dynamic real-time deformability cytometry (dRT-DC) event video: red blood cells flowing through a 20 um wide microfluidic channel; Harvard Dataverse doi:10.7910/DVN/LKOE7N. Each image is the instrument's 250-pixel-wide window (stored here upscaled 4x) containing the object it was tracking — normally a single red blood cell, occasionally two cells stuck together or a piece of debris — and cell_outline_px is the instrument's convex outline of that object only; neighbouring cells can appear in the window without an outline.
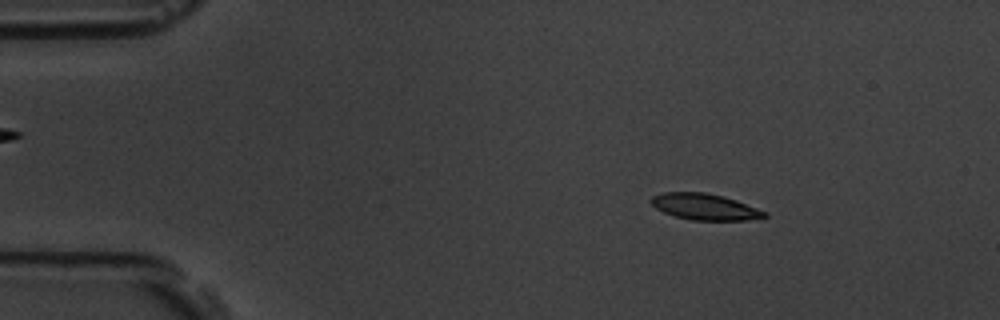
{"species": "common noctule bat (a hibernating species)", "species_latin": "Nyctalus noctula", "temperature_condition": "room temperature", "stored_images_in_passage": 57, "camera_frame_rate_fps": 3000, "um_per_image_px": 0.085, "animal": {"sex": "male", "body_mass_g": 19.5, "forearm_length_mm": 54.6}, "frame": {"image": 1, "passage_image": 8, "time_ms": 2.333, "image_size_px": [1000, 320], "cell_outline_px": [[768, 216], [748, 220], [692, 220], [676, 216], [664, 212], [656, 208], [648, 200], [652, 196], [660, 192], [704, 192], [724, 196], [736, 200], [768, 212]], "centroid_in_image_um": [59.9, 17.56], "position_along_channel_um": 25.1, "area_um2": 17.4}}
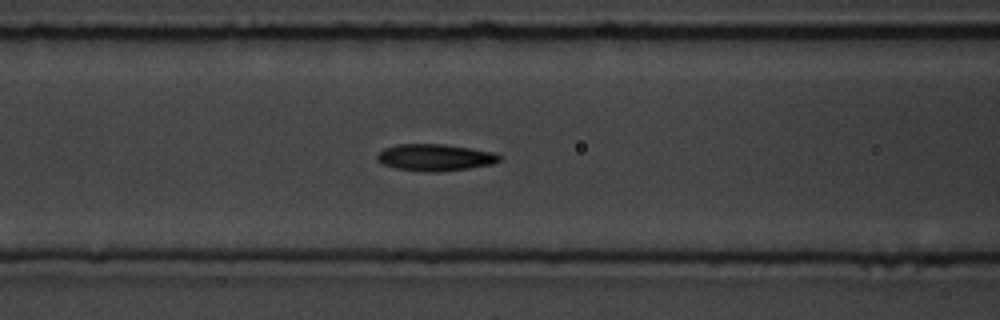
{"frame": {"image": 2, "passage_image": 23, "time_ms": 7.333, "image_size_px": [1000, 320], "cell_outline_px": [[500, 160], [492, 164], [468, 168], [436, 172], [432, 172], [396, 168], [384, 164], [376, 160], [376, 156], [384, 148], [396, 144], [444, 144], [492, 152], [500, 156]], "centroid_in_image_um": [36.94, 13.37], "position_along_channel_um": 129.7, "area_um2": 18.79}}
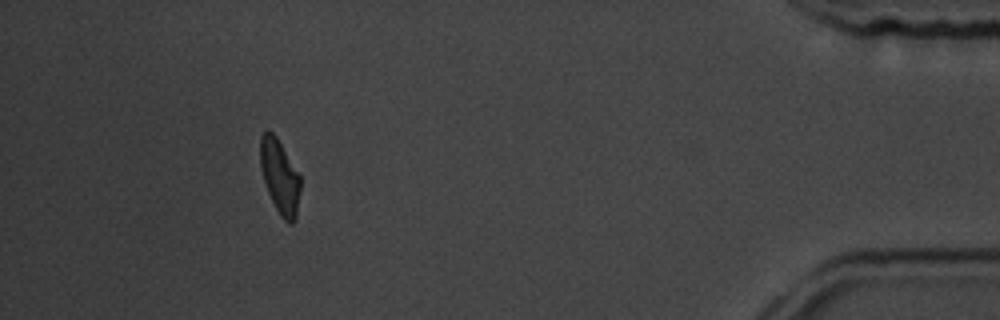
{"frame": {"image": 3, "passage_image": 52, "time_ms": 17.0, "image_size_px": [1000, 320], "cell_outline_px": [[300, 188], [296, 220], [292, 224], [288, 224], [280, 216], [268, 192], [260, 168], [260, 136], [268, 128], [276, 136], [300, 176]], "centroid_in_image_um": [23.77, 15.02], "position_along_channel_um": 411.4, "area_um2": 17.28}, "authors_computed_cell_mechanics": {"area_um2": 18.2648, "velocity_mm_per_s": 3.5368, "shape_relaxation_time_tau1_ms": 3.2224, "shape_relaxation_time_tau2_ms": 3.742, "deformation_change_tau1": 0.1499, "deformation_change_tau2": 0.0848}}